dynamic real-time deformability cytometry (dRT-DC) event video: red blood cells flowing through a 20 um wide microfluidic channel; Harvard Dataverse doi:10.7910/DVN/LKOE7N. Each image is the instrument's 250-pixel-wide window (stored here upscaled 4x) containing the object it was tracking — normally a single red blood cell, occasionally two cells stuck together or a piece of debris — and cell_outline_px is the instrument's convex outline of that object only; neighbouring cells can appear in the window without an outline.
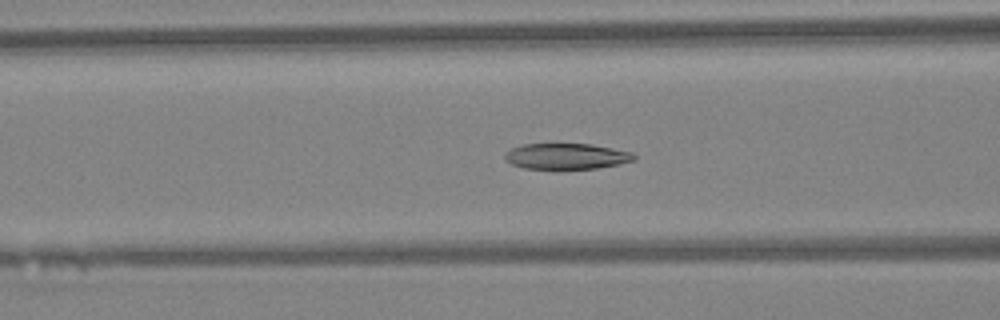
{"species": "Egyptian fruit bat (a non-hibernating species)", "species_latin": "Rousettus aegyptiacus", "temperature_condition": "warm", "stored_images_in_passage": 47, "camera_frame_rate_fps": 3000, "um_per_image_px": 0.085, "animal": {"sex": "female"}, "frame": {"image": 1, "passage_image": 19, "time_ms": 6.0, "image_size_px": [1000, 320], "cell_outline_px": [[636, 160], [620, 164], [596, 168], [524, 168], [512, 164], [504, 156], [504, 152], [512, 148], [524, 144], [592, 144], [632, 152], [636, 156]], "centroid_in_image_um": [48.18, 13.27], "position_along_channel_um": 118.4, "area_um2": 19.25}}
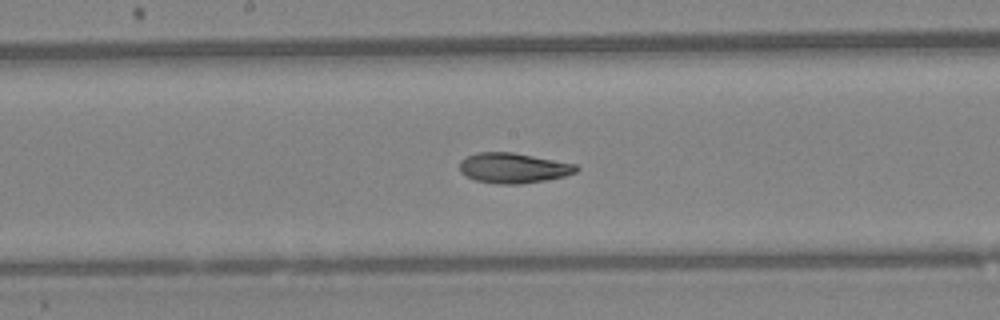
{"frame": {"image": 2, "passage_image": 25, "time_ms": 8.0, "image_size_px": [1000, 320], "cell_outline_px": [[580, 168], [576, 172], [564, 176], [544, 180], [520, 184], [496, 184], [476, 180], [460, 172], [460, 160], [476, 152], [512, 152], [576, 164]], "centroid_in_image_um": [43.63, 14.27], "position_along_channel_um": 204.6, "area_um2": 20.4}}
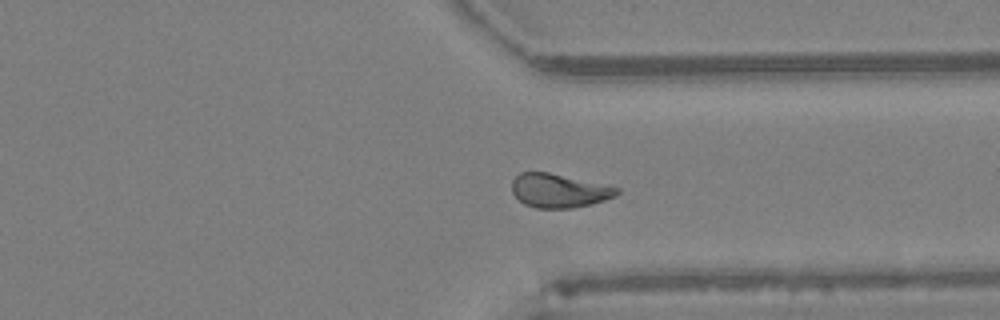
{"frame": {"image": 3, "passage_image": 36, "time_ms": 11.667, "image_size_px": [1000, 320], "cell_outline_px": [[620, 192], [616, 196], [592, 204], [572, 208], [536, 208], [524, 204], [512, 192], [512, 180], [520, 172], [548, 172], [620, 188]], "centroid_in_image_um": [47.51, 16.21], "position_along_channel_um": 363.9, "area_um2": 20.58}, "authors_computed_cell_mechanics": {"area_um2": 20.9814, "velocity_mm_per_s": 4.3271, "shape_relaxation_time_tau1_ms": 5.3101, "shape_relaxation_time_tau2_ms": 2.8996, "deformation_change_tau1": 0.182, "deformation_change_tau2": 0.0784}}